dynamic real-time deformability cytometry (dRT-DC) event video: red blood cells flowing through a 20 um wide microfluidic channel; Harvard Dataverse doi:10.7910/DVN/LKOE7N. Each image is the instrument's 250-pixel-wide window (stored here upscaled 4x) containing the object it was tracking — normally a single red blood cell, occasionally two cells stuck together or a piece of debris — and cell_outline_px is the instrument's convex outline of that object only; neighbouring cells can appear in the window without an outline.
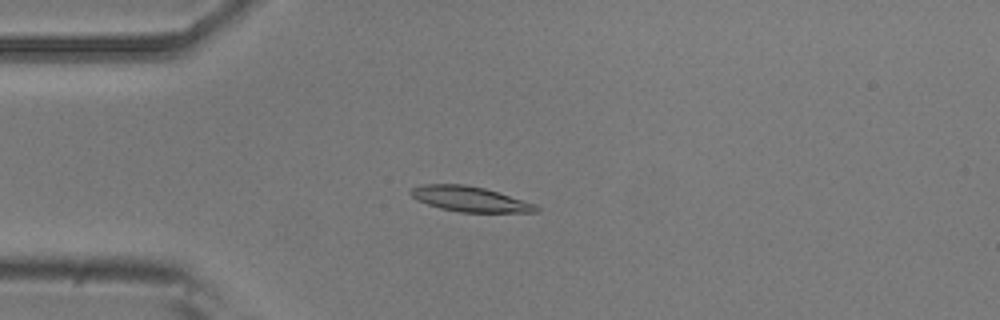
{"species": "common noctule bat (a hibernating species)", "species_latin": "Nyctalus noctula", "temperature_condition": "room temperature", "stored_images_in_passage": 52, "camera_frame_rate_fps": 3000, "um_per_image_px": 0.085, "animal": {"sex": "male", "body_mass_g": 20.5, "forearm_length_mm": 52.5}, "frame": {"image": 1, "passage_image": 13, "time_ms": 4.0, "image_size_px": [1000, 320], "cell_outline_px": [[540, 212], [460, 212], [440, 208], [428, 204], [412, 196], [408, 192], [412, 188], [424, 184], [464, 184], [484, 188], [536, 204], [540, 208]], "centroid_in_image_um": [39.96, 16.92], "position_along_channel_um": 45.0, "area_um2": 18.21}}
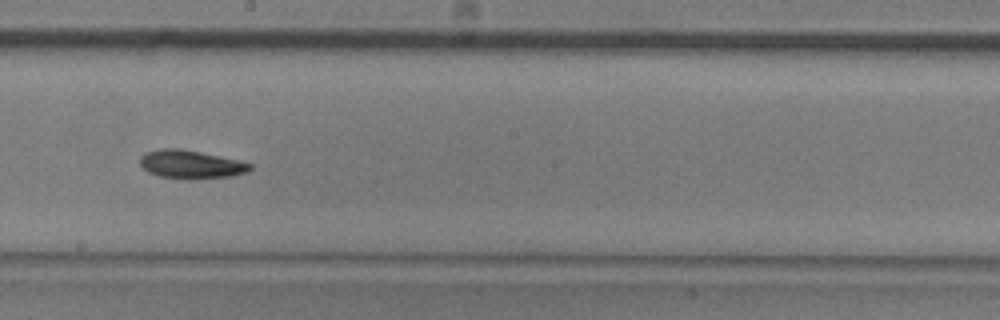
{"frame": {"image": 2, "passage_image": 29, "time_ms": 9.333, "image_size_px": [1000, 320], "cell_outline_px": [[252, 168], [248, 172], [232, 176], [192, 180], [188, 180], [160, 176], [148, 172], [140, 164], [140, 156], [144, 152], [160, 148], [180, 148], [200, 152], [236, 160], [252, 164]], "centroid_in_image_um": [16.2, 13.98], "position_along_channel_um": 232.0, "area_um2": 18.32}}
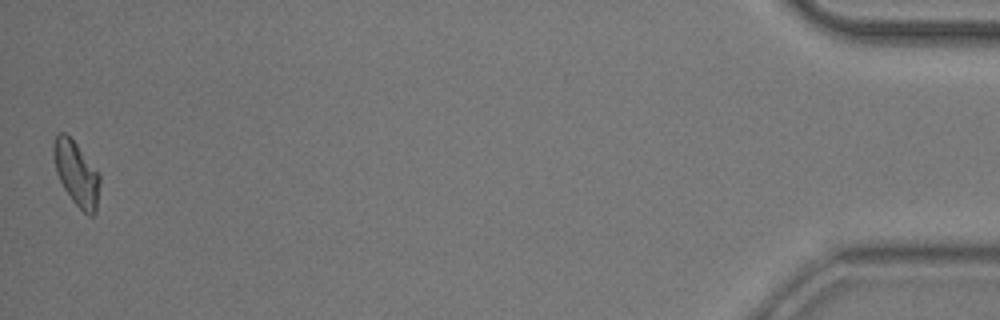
{"frame": {"image": 3, "passage_image": 52, "time_ms": 17.0, "image_size_px": [1000, 320], "cell_outline_px": [[100, 180], [96, 212], [92, 216], [88, 216], [72, 200], [64, 188], [56, 172], [52, 156], [52, 148], [56, 136], [60, 132], [64, 132], [76, 144], [100, 176]], "centroid_in_image_um": [6.47, 14.77], "position_along_channel_um": 428.7, "area_um2": 16.99}, "authors_computed_cell_mechanics": {"area_um2": 17.7735, "velocity_mm_per_s": 3.8065, "shape_relaxation_time_tau1_ms": 4.3835, "shape_relaxation_time_tau2_ms": null, "deformation_change_tau1": 0.13, "deformation_change_tau2": null}}